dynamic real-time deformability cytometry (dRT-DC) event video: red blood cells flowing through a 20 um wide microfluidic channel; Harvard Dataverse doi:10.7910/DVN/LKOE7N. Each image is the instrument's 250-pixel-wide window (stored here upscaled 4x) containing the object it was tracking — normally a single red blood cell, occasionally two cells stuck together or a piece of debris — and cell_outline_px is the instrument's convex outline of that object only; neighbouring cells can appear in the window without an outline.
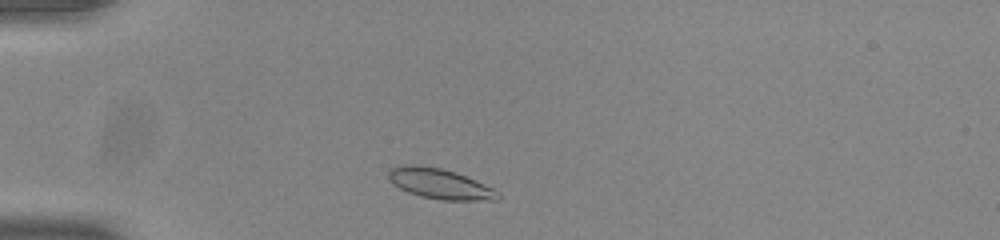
{"species": "common noctule bat (a hibernating species)", "species_latin": "Nyctalus noctula", "temperature_condition": "room temperature", "stored_images_in_passage": 42, "camera_frame_rate_fps": 3000, "um_per_image_px": 0.085, "animal": {"sex": "male", "body_mass_g": 20.0, "forearm_length_mm": 53.3}, "frame": {"image": 1, "passage_image": 3, "time_ms": 0.667, "image_size_px": [1000, 240], "cell_outline_px": [[500, 200], [440, 200], [420, 196], [408, 192], [400, 188], [388, 176], [388, 172], [392, 168], [400, 164], [420, 164], [440, 168], [456, 172], [484, 184], [500, 192]], "centroid_in_image_um": [37.41, 15.61], "position_along_channel_um": 47.6, "area_um2": 19.31}}
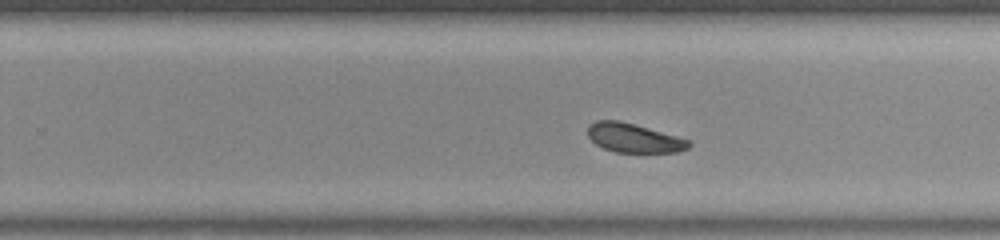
{"frame": {"image": 2, "passage_image": 23, "time_ms": 7.333, "image_size_px": [1000, 240], "cell_outline_px": [[692, 144], [688, 148], [676, 152], [616, 152], [604, 148], [596, 144], [588, 136], [588, 124], [596, 120], [620, 120], [636, 124], [692, 140]], "centroid_in_image_um": [53.9, 11.71], "position_along_channel_um": 275.9, "area_um2": 17.28}}
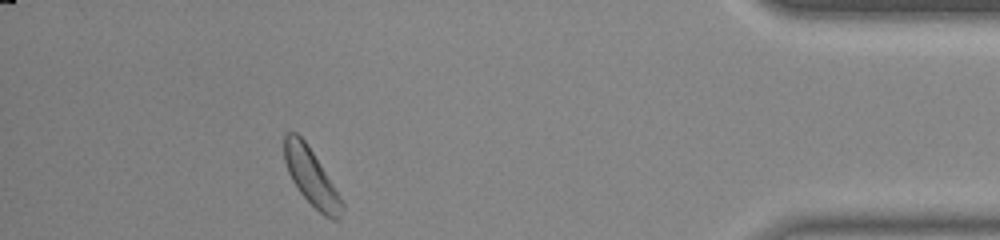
{"frame": {"image": 3, "passage_image": 37, "time_ms": 12.0, "image_size_px": [1000, 240], "cell_outline_px": [[344, 208], [340, 220], [332, 220], [324, 216], [300, 192], [292, 180], [288, 172], [284, 160], [284, 136], [288, 132], [296, 132], [304, 140], [320, 164], [344, 204]], "centroid_in_image_um": [26.45, 15.07], "position_along_channel_um": 408.8, "area_um2": 18.67}, "authors_computed_cell_mechanics": {"area_um2": 18.6116, "velocity_mm_per_s": 3.8174, "shape_relaxation_time_tau1_ms": 4.869, "shape_relaxation_time_tau2_ms": null, "deformation_change_tau1": 0.1366, "deformation_change_tau2": null}}